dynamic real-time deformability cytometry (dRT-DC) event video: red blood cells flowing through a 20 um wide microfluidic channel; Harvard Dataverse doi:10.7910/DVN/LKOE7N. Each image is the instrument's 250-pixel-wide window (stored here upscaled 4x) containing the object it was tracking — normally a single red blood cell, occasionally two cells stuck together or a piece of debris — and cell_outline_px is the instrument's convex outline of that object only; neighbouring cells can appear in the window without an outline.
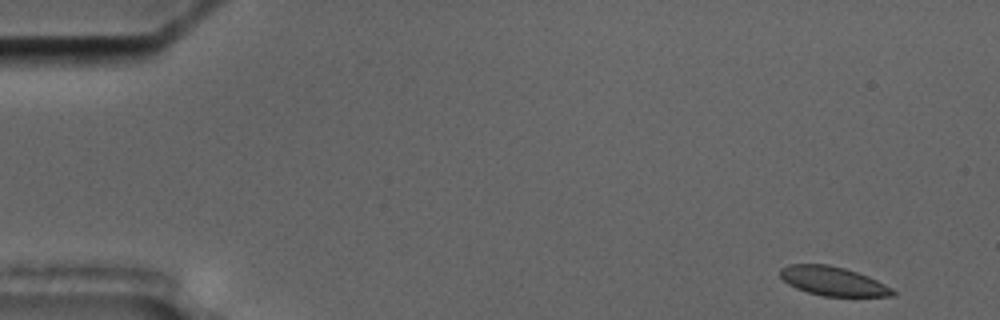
{"species": "common noctule bat (a hibernating species)", "species_latin": "Nyctalus noctula", "temperature_condition": "cold", "stored_images_in_passage": 4, "camera_frame_rate_fps": 3000, "um_per_image_px": 0.085, "animal": {"sex": "male", "body_mass_g": 17.5, "forearm_length_mm": 52.3}, "frame": {"image": 1, "passage_image": 1, "time_ms": 0.0, "image_size_px": [1000, 320], "cell_outline_px": [[896, 296], [824, 296], [808, 292], [796, 288], [788, 284], [780, 276], [780, 268], [788, 264], [828, 264], [844, 268], [868, 276], [892, 288], [896, 292]], "centroid_in_image_um": [70.79, 23.89], "position_along_channel_um": 14.2, "area_um2": 18.96}}
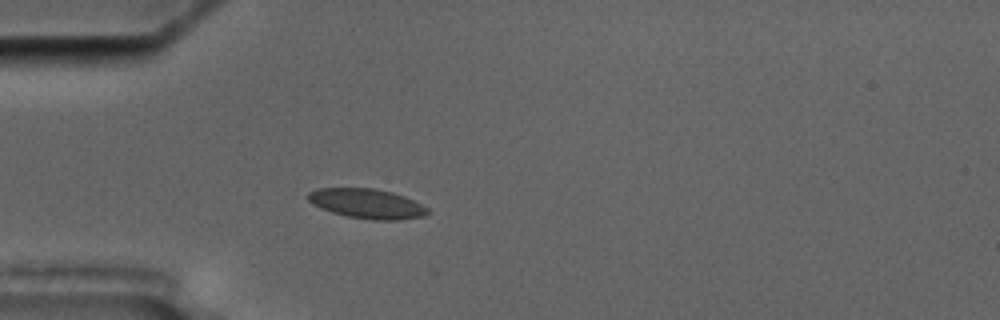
{"frame": {"image": 2, "passage_image": 4, "time_ms": 4.333, "image_size_px": [1000, 320], "cell_outline_px": [[428, 212], [424, 216], [396, 220], [372, 220], [348, 216], [332, 212], [320, 208], [312, 204], [308, 200], [308, 192], [316, 188], [376, 188], [392, 192], [404, 196], [428, 208]], "centroid_in_image_um": [31.16, 17.3], "position_along_channel_um": 53.8, "area_um2": 20.63}}